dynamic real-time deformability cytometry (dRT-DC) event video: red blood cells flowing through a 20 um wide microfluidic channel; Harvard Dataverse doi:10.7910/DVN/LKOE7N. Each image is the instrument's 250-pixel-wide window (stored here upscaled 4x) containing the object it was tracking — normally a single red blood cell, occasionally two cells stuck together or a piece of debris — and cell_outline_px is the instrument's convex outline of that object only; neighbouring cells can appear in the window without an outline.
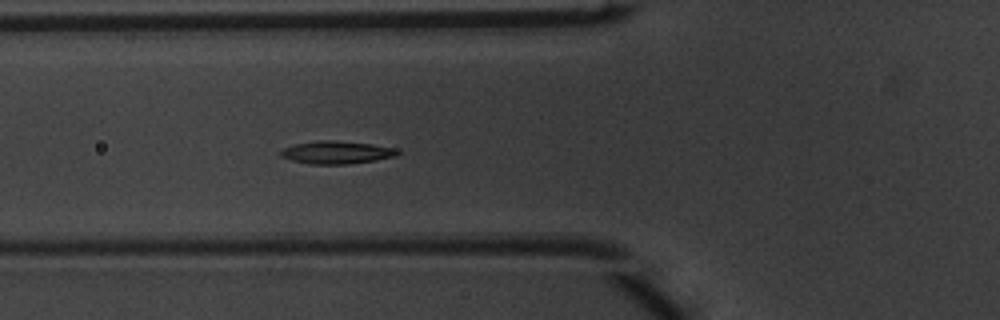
{"species": "common noctule bat (a hibernating species)", "species_latin": "Nyctalus noctula", "temperature_condition": "warm", "stored_images_in_passage": 41, "camera_frame_rate_fps": 3000, "um_per_image_px": 0.085, "animal": {"sex": "male", "body_mass_g": 20.1, "forearm_length_mm": 53.5}, "frame": {"image": 1, "passage_image": 9, "time_ms": 2.667, "image_size_px": [1000, 320], "cell_outline_px": [[400, 152], [396, 156], [376, 160], [348, 164], [308, 164], [292, 160], [280, 156], [280, 152], [284, 148], [296, 144], [320, 140], [332, 140], [372, 144], [396, 148]], "centroid_in_image_um": [28.63, 12.96], "position_along_channel_um": 97.2, "area_um2": 15.43}}
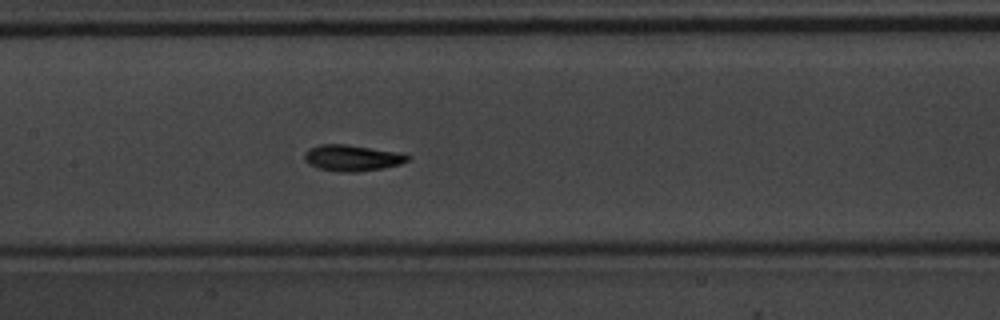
{"frame": {"image": 2, "passage_image": 15, "time_ms": 4.667, "image_size_px": [1000, 320], "cell_outline_px": [[412, 156], [408, 160], [400, 164], [384, 168], [356, 172], [340, 172], [320, 168], [308, 164], [304, 160], [304, 152], [308, 148], [320, 144], [344, 144], [400, 152]], "centroid_in_image_um": [29.92, 13.42], "position_along_channel_um": 177.5, "area_um2": 15.84}}
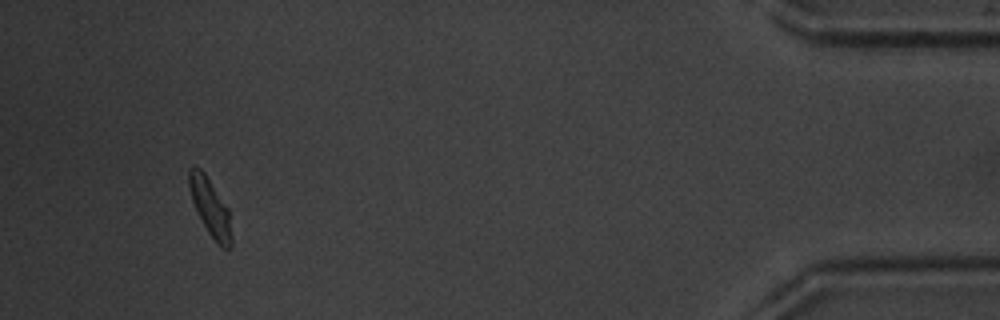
{"frame": {"image": 3, "passage_image": 38, "time_ms": 12.333, "image_size_px": [1000, 320], "cell_outline_px": [[232, 248], [224, 248], [216, 244], [208, 232], [192, 200], [188, 184], [188, 172], [196, 164], [204, 172], [228, 208], [232, 236]], "centroid_in_image_um": [17.89, 17.64], "position_along_channel_um": 417.3, "area_um2": 14.05}, "authors_computed_cell_mechanics": {"area_um2": 14.739, "velocity_mm_per_s": 3.9895, "shape_relaxation_time_tau1_ms": 2.3196, "shape_relaxation_time_tau2_ms": 1.9403, "deformation_change_tau1": 0.1225, "deformation_change_tau2": 0.0744}}